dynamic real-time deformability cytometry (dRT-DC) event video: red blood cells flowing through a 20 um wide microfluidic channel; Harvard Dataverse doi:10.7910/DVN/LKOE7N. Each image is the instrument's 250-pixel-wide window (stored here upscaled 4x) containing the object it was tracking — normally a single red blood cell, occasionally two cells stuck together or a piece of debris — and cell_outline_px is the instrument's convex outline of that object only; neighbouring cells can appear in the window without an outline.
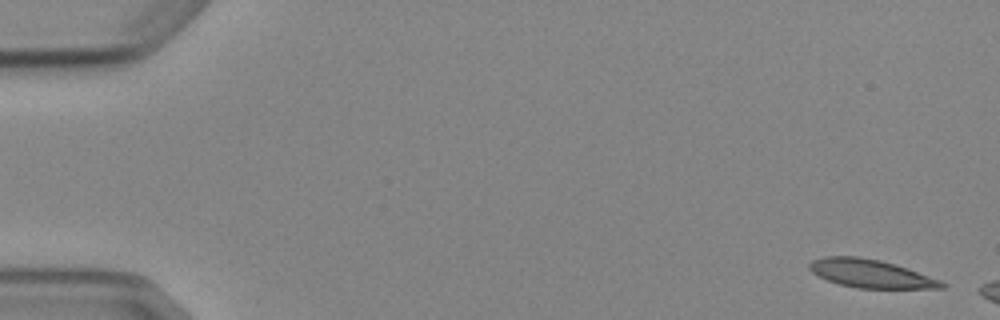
{"species": "Egyptian fruit bat (a non-hibernating species)", "species_latin": "Rousettus aegyptiacus", "temperature_condition": "cold", "stored_images_in_passage": 2, "camera_frame_rate_fps": 3000, "um_per_image_px": 0.085, "animal": {"sex": "female"}, "frame": {"image": 1, "passage_image": 1, "time_ms": 0.0, "image_size_px": [1000, 320], "cell_outline_px": [[948, 284], [944, 288], [856, 288], [840, 284], [828, 280], [812, 272], [808, 268], [808, 264], [812, 260], [824, 256], [860, 256], [880, 260], [896, 264], [940, 280]], "centroid_in_image_um": [74.0, 23.24], "position_along_channel_um": 11.0, "area_um2": 21.73}}